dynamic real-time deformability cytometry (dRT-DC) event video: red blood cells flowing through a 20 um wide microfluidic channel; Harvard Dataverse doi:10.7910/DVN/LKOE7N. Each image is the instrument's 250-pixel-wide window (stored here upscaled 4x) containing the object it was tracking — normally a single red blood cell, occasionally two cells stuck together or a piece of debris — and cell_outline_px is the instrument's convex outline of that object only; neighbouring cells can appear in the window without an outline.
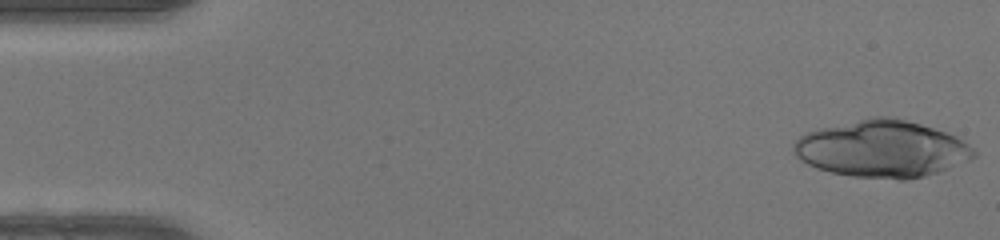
{"species": "human", "species_latin": "Homo sapiens", "temperature_condition": "warm", "stored_images_in_passage": 36, "segment_of_instrument_passage": [1, 2], "camera_frame_rate_fps": 3000, "um_per_image_px": 0.085, "donor": {"sex": "female"}, "frame": {"image": 1, "passage_image": 1, "time_ms": 0.0, "image_size_px": [1000, 240], "cell_outline_px": [[976, 156], [936, 172], [924, 176], [908, 180], [900, 180], [852, 176], [832, 172], [816, 168], [800, 160], [796, 156], [792, 148], [792, 144], [800, 136], [808, 132], [820, 128], [872, 116], [892, 116], [920, 124], [956, 136], [968, 144], [976, 152]], "centroid_in_image_um": [74.93, 12.65], "position_along_channel_um": 10.1, "area_um2": 59.42}}
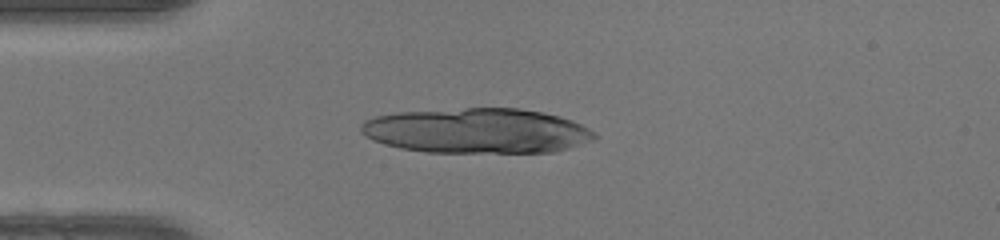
{"frame": {"image": 2, "passage_image": 12, "time_ms": 3.667, "image_size_px": [1000, 240], "cell_outline_px": [[596, 136], [592, 140], [556, 152], [428, 152], [400, 148], [384, 144], [372, 140], [364, 136], [360, 132], [360, 124], [364, 120], [376, 116], [396, 112], [464, 108], [520, 108], [544, 112], [560, 116], [572, 120], [588, 128]], "centroid_in_image_um": [40.49, 11.11], "position_along_channel_um": 44.5, "area_um2": 61.5}}